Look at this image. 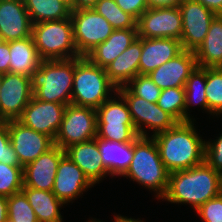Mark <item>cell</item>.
<instances>
[{"mask_svg":"<svg viewBox=\"0 0 222 222\" xmlns=\"http://www.w3.org/2000/svg\"><path fill=\"white\" fill-rule=\"evenodd\" d=\"M97 137V112L92 107L68 104L65 107L60 129L54 139L63 150L69 146Z\"/></svg>","mask_w":222,"mask_h":222,"instance_id":"cell-8","label":"cell"},{"mask_svg":"<svg viewBox=\"0 0 222 222\" xmlns=\"http://www.w3.org/2000/svg\"><path fill=\"white\" fill-rule=\"evenodd\" d=\"M10 68L9 72L31 77L39 67L42 59L39 57L33 38L28 37L9 42Z\"/></svg>","mask_w":222,"mask_h":222,"instance_id":"cell-26","label":"cell"},{"mask_svg":"<svg viewBox=\"0 0 222 222\" xmlns=\"http://www.w3.org/2000/svg\"><path fill=\"white\" fill-rule=\"evenodd\" d=\"M109 92H117L106 70L93 64L86 56L74 58V80L71 104L97 109L107 99Z\"/></svg>","mask_w":222,"mask_h":222,"instance_id":"cell-5","label":"cell"},{"mask_svg":"<svg viewBox=\"0 0 222 222\" xmlns=\"http://www.w3.org/2000/svg\"><path fill=\"white\" fill-rule=\"evenodd\" d=\"M8 131L11 144L23 167L55 145L51 137L24 126L18 120L8 121Z\"/></svg>","mask_w":222,"mask_h":222,"instance_id":"cell-15","label":"cell"},{"mask_svg":"<svg viewBox=\"0 0 222 222\" xmlns=\"http://www.w3.org/2000/svg\"><path fill=\"white\" fill-rule=\"evenodd\" d=\"M185 122L194 121L191 119L189 107L192 104L199 105L208 111L206 99V68L196 67L185 82ZM188 110V111H187Z\"/></svg>","mask_w":222,"mask_h":222,"instance_id":"cell-29","label":"cell"},{"mask_svg":"<svg viewBox=\"0 0 222 222\" xmlns=\"http://www.w3.org/2000/svg\"><path fill=\"white\" fill-rule=\"evenodd\" d=\"M32 22L24 0H0V35L5 42L31 37Z\"/></svg>","mask_w":222,"mask_h":222,"instance_id":"cell-18","label":"cell"},{"mask_svg":"<svg viewBox=\"0 0 222 222\" xmlns=\"http://www.w3.org/2000/svg\"><path fill=\"white\" fill-rule=\"evenodd\" d=\"M101 159L110 176H122L133 158V142L120 143L97 138Z\"/></svg>","mask_w":222,"mask_h":222,"instance_id":"cell-25","label":"cell"},{"mask_svg":"<svg viewBox=\"0 0 222 222\" xmlns=\"http://www.w3.org/2000/svg\"><path fill=\"white\" fill-rule=\"evenodd\" d=\"M89 222H102L101 220H96V219H92V220H90Z\"/></svg>","mask_w":222,"mask_h":222,"instance_id":"cell-50","label":"cell"},{"mask_svg":"<svg viewBox=\"0 0 222 222\" xmlns=\"http://www.w3.org/2000/svg\"><path fill=\"white\" fill-rule=\"evenodd\" d=\"M74 42L80 56H86L97 45L107 40L115 30L94 8L71 10Z\"/></svg>","mask_w":222,"mask_h":222,"instance_id":"cell-9","label":"cell"},{"mask_svg":"<svg viewBox=\"0 0 222 222\" xmlns=\"http://www.w3.org/2000/svg\"><path fill=\"white\" fill-rule=\"evenodd\" d=\"M142 54V38L138 37L106 68L110 82L118 89L139 75V61Z\"/></svg>","mask_w":222,"mask_h":222,"instance_id":"cell-22","label":"cell"},{"mask_svg":"<svg viewBox=\"0 0 222 222\" xmlns=\"http://www.w3.org/2000/svg\"><path fill=\"white\" fill-rule=\"evenodd\" d=\"M9 42H4L0 46V74H6L10 68Z\"/></svg>","mask_w":222,"mask_h":222,"instance_id":"cell-40","label":"cell"},{"mask_svg":"<svg viewBox=\"0 0 222 222\" xmlns=\"http://www.w3.org/2000/svg\"><path fill=\"white\" fill-rule=\"evenodd\" d=\"M183 0H147L149 8L179 7Z\"/></svg>","mask_w":222,"mask_h":222,"instance_id":"cell-41","label":"cell"},{"mask_svg":"<svg viewBox=\"0 0 222 222\" xmlns=\"http://www.w3.org/2000/svg\"><path fill=\"white\" fill-rule=\"evenodd\" d=\"M220 194V172L205 161L192 168L169 174V185L162 198L171 203L191 204L197 210Z\"/></svg>","mask_w":222,"mask_h":222,"instance_id":"cell-2","label":"cell"},{"mask_svg":"<svg viewBox=\"0 0 222 222\" xmlns=\"http://www.w3.org/2000/svg\"><path fill=\"white\" fill-rule=\"evenodd\" d=\"M65 107V104L45 102L32 97L18 121L54 140L61 126Z\"/></svg>","mask_w":222,"mask_h":222,"instance_id":"cell-14","label":"cell"},{"mask_svg":"<svg viewBox=\"0 0 222 222\" xmlns=\"http://www.w3.org/2000/svg\"><path fill=\"white\" fill-rule=\"evenodd\" d=\"M8 221L12 222H38L32 206L21 191L7 197Z\"/></svg>","mask_w":222,"mask_h":222,"instance_id":"cell-33","label":"cell"},{"mask_svg":"<svg viewBox=\"0 0 222 222\" xmlns=\"http://www.w3.org/2000/svg\"><path fill=\"white\" fill-rule=\"evenodd\" d=\"M169 171L164 166L154 139L138 136L133 141V158L122 175L139 185L153 190L159 199L163 198L169 185Z\"/></svg>","mask_w":222,"mask_h":222,"instance_id":"cell-3","label":"cell"},{"mask_svg":"<svg viewBox=\"0 0 222 222\" xmlns=\"http://www.w3.org/2000/svg\"><path fill=\"white\" fill-rule=\"evenodd\" d=\"M116 4L136 20L149 8L147 0H115Z\"/></svg>","mask_w":222,"mask_h":222,"instance_id":"cell-39","label":"cell"},{"mask_svg":"<svg viewBox=\"0 0 222 222\" xmlns=\"http://www.w3.org/2000/svg\"><path fill=\"white\" fill-rule=\"evenodd\" d=\"M98 0H73V10L93 8Z\"/></svg>","mask_w":222,"mask_h":222,"instance_id":"cell-43","label":"cell"},{"mask_svg":"<svg viewBox=\"0 0 222 222\" xmlns=\"http://www.w3.org/2000/svg\"><path fill=\"white\" fill-rule=\"evenodd\" d=\"M182 51L181 41L174 38H142L139 75H148Z\"/></svg>","mask_w":222,"mask_h":222,"instance_id":"cell-20","label":"cell"},{"mask_svg":"<svg viewBox=\"0 0 222 222\" xmlns=\"http://www.w3.org/2000/svg\"><path fill=\"white\" fill-rule=\"evenodd\" d=\"M197 67H222V15H217L199 47L194 51Z\"/></svg>","mask_w":222,"mask_h":222,"instance_id":"cell-24","label":"cell"},{"mask_svg":"<svg viewBox=\"0 0 222 222\" xmlns=\"http://www.w3.org/2000/svg\"><path fill=\"white\" fill-rule=\"evenodd\" d=\"M64 3H66L71 10H73V0H62Z\"/></svg>","mask_w":222,"mask_h":222,"instance_id":"cell-46","label":"cell"},{"mask_svg":"<svg viewBox=\"0 0 222 222\" xmlns=\"http://www.w3.org/2000/svg\"><path fill=\"white\" fill-rule=\"evenodd\" d=\"M114 94L96 109L97 138L120 143L133 142L138 134L128 104L118 91Z\"/></svg>","mask_w":222,"mask_h":222,"instance_id":"cell-7","label":"cell"},{"mask_svg":"<svg viewBox=\"0 0 222 222\" xmlns=\"http://www.w3.org/2000/svg\"><path fill=\"white\" fill-rule=\"evenodd\" d=\"M204 161L214 170L222 172V133L214 142H205Z\"/></svg>","mask_w":222,"mask_h":222,"instance_id":"cell-38","label":"cell"},{"mask_svg":"<svg viewBox=\"0 0 222 222\" xmlns=\"http://www.w3.org/2000/svg\"><path fill=\"white\" fill-rule=\"evenodd\" d=\"M65 154L83 171L93 185L109 175L101 159L97 137L69 146L65 149Z\"/></svg>","mask_w":222,"mask_h":222,"instance_id":"cell-21","label":"cell"},{"mask_svg":"<svg viewBox=\"0 0 222 222\" xmlns=\"http://www.w3.org/2000/svg\"><path fill=\"white\" fill-rule=\"evenodd\" d=\"M140 38H174L182 36V17L179 7L148 8L137 20Z\"/></svg>","mask_w":222,"mask_h":222,"instance_id":"cell-11","label":"cell"},{"mask_svg":"<svg viewBox=\"0 0 222 222\" xmlns=\"http://www.w3.org/2000/svg\"><path fill=\"white\" fill-rule=\"evenodd\" d=\"M8 221L7 197L0 196V222Z\"/></svg>","mask_w":222,"mask_h":222,"instance_id":"cell-44","label":"cell"},{"mask_svg":"<svg viewBox=\"0 0 222 222\" xmlns=\"http://www.w3.org/2000/svg\"><path fill=\"white\" fill-rule=\"evenodd\" d=\"M117 91L126 100L130 115L138 136L148 137L145 128L151 129L154 136L160 132L173 128L178 122L167 112L163 111L157 103H150L141 97L134 96L125 86Z\"/></svg>","mask_w":222,"mask_h":222,"instance_id":"cell-10","label":"cell"},{"mask_svg":"<svg viewBox=\"0 0 222 222\" xmlns=\"http://www.w3.org/2000/svg\"><path fill=\"white\" fill-rule=\"evenodd\" d=\"M31 36L42 60L81 57L74 42L71 17L34 23Z\"/></svg>","mask_w":222,"mask_h":222,"instance_id":"cell-6","label":"cell"},{"mask_svg":"<svg viewBox=\"0 0 222 222\" xmlns=\"http://www.w3.org/2000/svg\"><path fill=\"white\" fill-rule=\"evenodd\" d=\"M32 97L29 76L11 72L3 74L0 88L1 123L18 120Z\"/></svg>","mask_w":222,"mask_h":222,"instance_id":"cell-12","label":"cell"},{"mask_svg":"<svg viewBox=\"0 0 222 222\" xmlns=\"http://www.w3.org/2000/svg\"><path fill=\"white\" fill-rule=\"evenodd\" d=\"M193 122L177 123L173 128L151 136L169 173L186 170L204 162L206 141L197 134Z\"/></svg>","mask_w":222,"mask_h":222,"instance_id":"cell-1","label":"cell"},{"mask_svg":"<svg viewBox=\"0 0 222 222\" xmlns=\"http://www.w3.org/2000/svg\"><path fill=\"white\" fill-rule=\"evenodd\" d=\"M182 17L181 45L183 50L195 51L205 39L217 16L196 0H183L179 5Z\"/></svg>","mask_w":222,"mask_h":222,"instance_id":"cell-13","label":"cell"},{"mask_svg":"<svg viewBox=\"0 0 222 222\" xmlns=\"http://www.w3.org/2000/svg\"><path fill=\"white\" fill-rule=\"evenodd\" d=\"M217 15H222V0H196Z\"/></svg>","mask_w":222,"mask_h":222,"instance_id":"cell-42","label":"cell"},{"mask_svg":"<svg viewBox=\"0 0 222 222\" xmlns=\"http://www.w3.org/2000/svg\"><path fill=\"white\" fill-rule=\"evenodd\" d=\"M220 194L222 195V172H220Z\"/></svg>","mask_w":222,"mask_h":222,"instance_id":"cell-47","label":"cell"},{"mask_svg":"<svg viewBox=\"0 0 222 222\" xmlns=\"http://www.w3.org/2000/svg\"><path fill=\"white\" fill-rule=\"evenodd\" d=\"M23 167L10 166L0 162V196L10 197L21 192Z\"/></svg>","mask_w":222,"mask_h":222,"instance_id":"cell-34","label":"cell"},{"mask_svg":"<svg viewBox=\"0 0 222 222\" xmlns=\"http://www.w3.org/2000/svg\"><path fill=\"white\" fill-rule=\"evenodd\" d=\"M196 212L204 222H222V195L208 200Z\"/></svg>","mask_w":222,"mask_h":222,"instance_id":"cell-37","label":"cell"},{"mask_svg":"<svg viewBox=\"0 0 222 222\" xmlns=\"http://www.w3.org/2000/svg\"><path fill=\"white\" fill-rule=\"evenodd\" d=\"M38 222H62L60 208L65 205L52 191L22 187Z\"/></svg>","mask_w":222,"mask_h":222,"instance_id":"cell-27","label":"cell"},{"mask_svg":"<svg viewBox=\"0 0 222 222\" xmlns=\"http://www.w3.org/2000/svg\"><path fill=\"white\" fill-rule=\"evenodd\" d=\"M32 24L69 18L71 8L62 0H24Z\"/></svg>","mask_w":222,"mask_h":222,"instance_id":"cell-28","label":"cell"},{"mask_svg":"<svg viewBox=\"0 0 222 222\" xmlns=\"http://www.w3.org/2000/svg\"><path fill=\"white\" fill-rule=\"evenodd\" d=\"M205 92L209 114H222V67L206 68Z\"/></svg>","mask_w":222,"mask_h":222,"instance_id":"cell-32","label":"cell"},{"mask_svg":"<svg viewBox=\"0 0 222 222\" xmlns=\"http://www.w3.org/2000/svg\"><path fill=\"white\" fill-rule=\"evenodd\" d=\"M93 8L106 18L114 29L137 28V20L125 13L115 0H98Z\"/></svg>","mask_w":222,"mask_h":222,"instance_id":"cell-30","label":"cell"},{"mask_svg":"<svg viewBox=\"0 0 222 222\" xmlns=\"http://www.w3.org/2000/svg\"><path fill=\"white\" fill-rule=\"evenodd\" d=\"M125 87L134 96L141 97L150 103H157L162 91L148 75H137Z\"/></svg>","mask_w":222,"mask_h":222,"instance_id":"cell-35","label":"cell"},{"mask_svg":"<svg viewBox=\"0 0 222 222\" xmlns=\"http://www.w3.org/2000/svg\"><path fill=\"white\" fill-rule=\"evenodd\" d=\"M65 150L54 145L23 167V187L52 191L57 169Z\"/></svg>","mask_w":222,"mask_h":222,"instance_id":"cell-16","label":"cell"},{"mask_svg":"<svg viewBox=\"0 0 222 222\" xmlns=\"http://www.w3.org/2000/svg\"><path fill=\"white\" fill-rule=\"evenodd\" d=\"M0 162L10 166L23 167L10 141L8 121L0 123Z\"/></svg>","mask_w":222,"mask_h":222,"instance_id":"cell-36","label":"cell"},{"mask_svg":"<svg viewBox=\"0 0 222 222\" xmlns=\"http://www.w3.org/2000/svg\"><path fill=\"white\" fill-rule=\"evenodd\" d=\"M5 41L3 40V38L0 35V46L4 43Z\"/></svg>","mask_w":222,"mask_h":222,"instance_id":"cell-49","label":"cell"},{"mask_svg":"<svg viewBox=\"0 0 222 222\" xmlns=\"http://www.w3.org/2000/svg\"><path fill=\"white\" fill-rule=\"evenodd\" d=\"M196 67L194 51L183 50L175 58L151 71L148 76L161 90L184 87Z\"/></svg>","mask_w":222,"mask_h":222,"instance_id":"cell-19","label":"cell"},{"mask_svg":"<svg viewBox=\"0 0 222 222\" xmlns=\"http://www.w3.org/2000/svg\"><path fill=\"white\" fill-rule=\"evenodd\" d=\"M114 222H144L142 220L139 219H133V218H127V217H123V216H119V215H114Z\"/></svg>","mask_w":222,"mask_h":222,"instance_id":"cell-45","label":"cell"},{"mask_svg":"<svg viewBox=\"0 0 222 222\" xmlns=\"http://www.w3.org/2000/svg\"><path fill=\"white\" fill-rule=\"evenodd\" d=\"M2 83V74H0V88ZM0 123H1V106H0Z\"/></svg>","mask_w":222,"mask_h":222,"instance_id":"cell-48","label":"cell"},{"mask_svg":"<svg viewBox=\"0 0 222 222\" xmlns=\"http://www.w3.org/2000/svg\"><path fill=\"white\" fill-rule=\"evenodd\" d=\"M92 186L83 171L65 154L60 160L52 189L56 197L68 204Z\"/></svg>","mask_w":222,"mask_h":222,"instance_id":"cell-17","label":"cell"},{"mask_svg":"<svg viewBox=\"0 0 222 222\" xmlns=\"http://www.w3.org/2000/svg\"><path fill=\"white\" fill-rule=\"evenodd\" d=\"M33 97L60 104H71L74 58L42 60L31 75Z\"/></svg>","mask_w":222,"mask_h":222,"instance_id":"cell-4","label":"cell"},{"mask_svg":"<svg viewBox=\"0 0 222 222\" xmlns=\"http://www.w3.org/2000/svg\"><path fill=\"white\" fill-rule=\"evenodd\" d=\"M157 105L178 123L185 122V88H167L161 91Z\"/></svg>","mask_w":222,"mask_h":222,"instance_id":"cell-31","label":"cell"},{"mask_svg":"<svg viewBox=\"0 0 222 222\" xmlns=\"http://www.w3.org/2000/svg\"><path fill=\"white\" fill-rule=\"evenodd\" d=\"M137 38V28L115 29L106 41L97 45L86 57L93 64L105 69Z\"/></svg>","mask_w":222,"mask_h":222,"instance_id":"cell-23","label":"cell"}]
</instances>
